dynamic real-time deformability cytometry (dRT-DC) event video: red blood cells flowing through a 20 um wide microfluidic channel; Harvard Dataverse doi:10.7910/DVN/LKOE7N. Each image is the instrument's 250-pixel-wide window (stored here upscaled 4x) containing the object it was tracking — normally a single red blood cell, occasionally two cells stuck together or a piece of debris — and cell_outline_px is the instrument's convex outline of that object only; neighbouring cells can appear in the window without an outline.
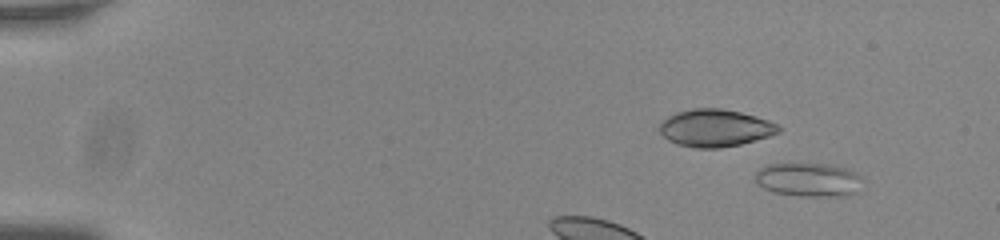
{"species": "common noctule bat (a hibernating species)", "species_latin": "Nyctalus noctula", "temperature_condition": "room temperature", "stored_images_in_passage": 12, "camera_frame_rate_fps": 3000, "um_per_image_px": 0.085, "animal": {"sex": "male", "body_mass_g": 20.0, "forearm_length_mm": 53.3}, "frame": {"image": 1, "passage_image": 1, "time_ms": 0.0, "image_size_px": [1000, 240], "cell_outline_px": [[864, 176], [860, 192], [848, 196], [800, 196], [772, 192], [764, 188], [756, 180], [756, 172], [760, 168], [768, 164], [828, 164], [848, 168]], "centroid_in_image_um": [68.84, 15.28], "position_along_channel_um": 16.2, "area_um2": 21.5}}